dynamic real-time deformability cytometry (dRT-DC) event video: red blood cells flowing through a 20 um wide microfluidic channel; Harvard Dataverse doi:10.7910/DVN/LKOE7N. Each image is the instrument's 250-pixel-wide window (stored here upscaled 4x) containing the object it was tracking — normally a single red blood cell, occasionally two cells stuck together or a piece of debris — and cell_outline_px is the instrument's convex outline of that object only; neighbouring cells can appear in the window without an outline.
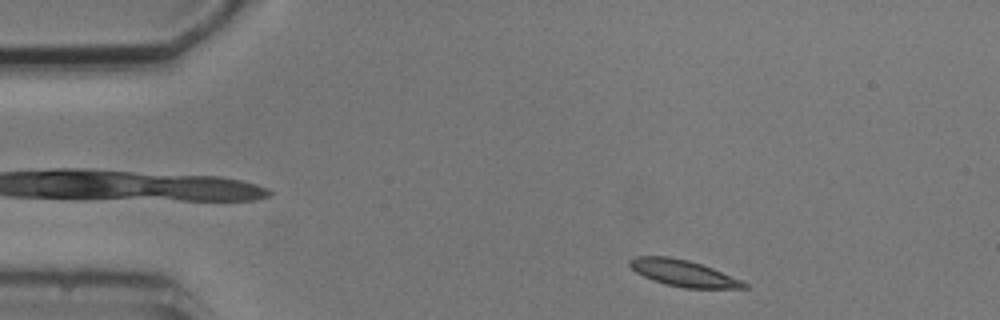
{"species": "common noctule bat (a hibernating species)", "species_latin": "Nyctalus noctula", "temperature_condition": "cold", "stored_images_in_passage": 8, "camera_frame_rate_fps": 3000, "um_per_image_px": 0.085, "animal": {"sex": "male", "body_mass_g": 20.5, "forearm_length_mm": 52.5}, "frame": {"image": 1, "passage_image": 8, "time_ms": 9.0, "image_size_px": [1000, 320], "cell_outline_px": [[748, 288], [684, 288], [664, 284], [652, 280], [636, 272], [628, 264], [628, 260], [636, 256], [668, 256], [688, 260], [712, 268], [740, 280], [748, 284]], "centroid_in_image_um": [58.04, 23.22], "position_along_channel_um": 27.0, "area_um2": 17.46}}